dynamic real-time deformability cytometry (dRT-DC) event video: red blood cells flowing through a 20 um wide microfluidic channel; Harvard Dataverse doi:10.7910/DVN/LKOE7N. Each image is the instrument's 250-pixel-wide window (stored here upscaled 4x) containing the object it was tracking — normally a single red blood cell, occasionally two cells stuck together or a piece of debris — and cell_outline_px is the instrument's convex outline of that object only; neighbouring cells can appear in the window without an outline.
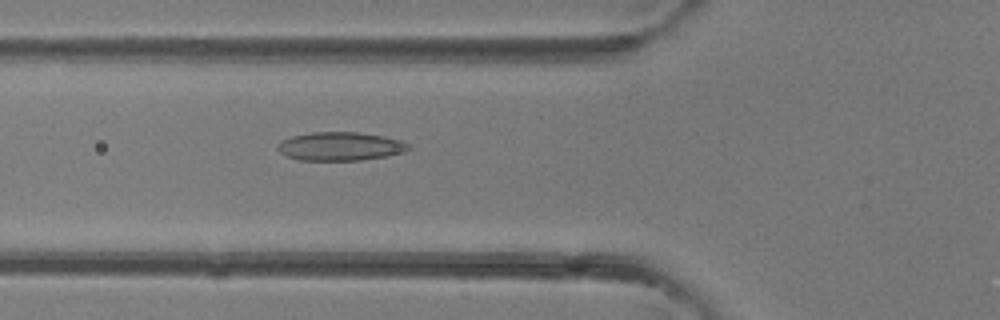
{"species": "common noctule bat (a hibernating species)", "species_latin": "Nyctalus noctula", "temperature_condition": "room temperature", "stored_images_in_passage": 41, "camera_frame_rate_fps": 3000, "um_per_image_px": 0.085, "animal": {"sex": "female"}, "frame": {"image": 1, "passage_image": 15, "time_ms": 4.667, "image_size_px": [1000, 320], "cell_outline_px": [[412, 148], [404, 152], [388, 156], [360, 160], [300, 160], [288, 156], [280, 152], [276, 148], [280, 140], [292, 136], [312, 132], [356, 132], [384, 136], [400, 140], [408, 144]], "centroid_in_image_um": [28.93, 12.43], "position_along_channel_um": 96.9, "area_um2": 21.79}}
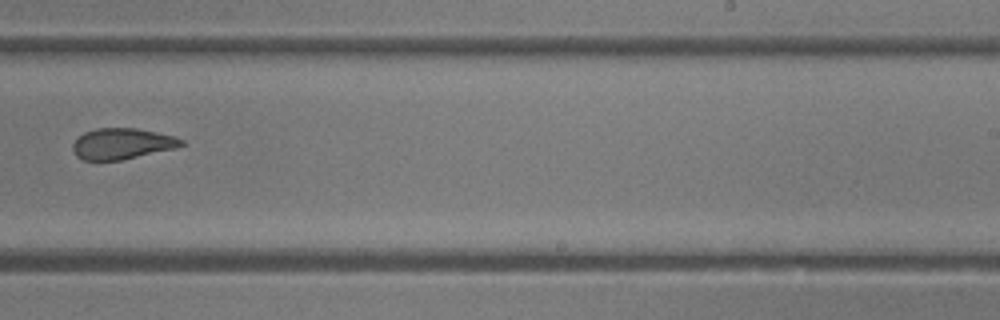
{"frame": {"image": 2, "passage_image": 26, "time_ms": 8.333, "image_size_px": [1000, 320], "cell_outline_px": [[184, 144], [176, 148], [120, 160], [84, 160], [76, 156], [72, 148], [72, 144], [84, 132], [96, 128], [136, 128], [156, 132], [172, 136], [184, 140]], "centroid_in_image_um": [10.36, 12.21], "position_along_channel_um": 278.6, "area_um2": 19.42}}
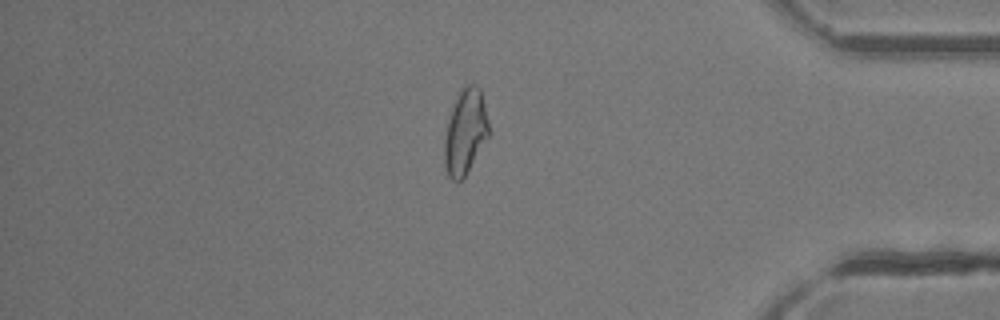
{"frame": {"image": 3, "passage_image": 35, "time_ms": 11.333, "image_size_px": [1000, 320], "cell_outline_px": [[488, 136], [464, 176], [460, 180], [452, 180], [448, 176], [444, 164], [444, 140], [448, 120], [452, 108], [460, 92], [468, 84], [476, 84], [480, 88], [488, 120]], "centroid_in_image_um": [39.53, 11.21], "position_along_channel_um": 395.7, "area_um2": 21.39}}